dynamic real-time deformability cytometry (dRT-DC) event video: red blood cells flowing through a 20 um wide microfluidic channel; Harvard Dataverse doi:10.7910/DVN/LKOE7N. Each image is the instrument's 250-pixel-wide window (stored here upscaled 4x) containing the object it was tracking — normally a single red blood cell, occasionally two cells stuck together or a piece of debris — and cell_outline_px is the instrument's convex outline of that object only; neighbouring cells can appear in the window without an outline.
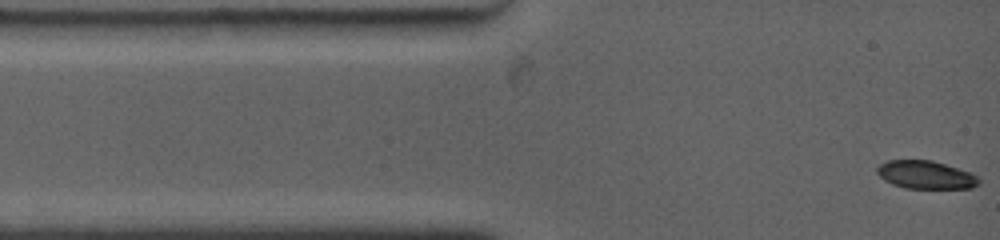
{"species": "common noctule bat (a hibernating species)", "species_latin": "Nyctalus noctula", "temperature_condition": "warm", "stored_images_in_passage": 52, "camera_frame_rate_fps": 4500, "um_per_image_px": 0.085, "animal": {"sex": "female", "body_mass_g": 19.0, "forearm_length_mm": 53.3}, "frame": {"image": 1, "passage_image": 1, "time_ms": 0.0, "image_size_px": [1000, 240], "cell_outline_px": [[980, 184], [972, 188], [904, 188], [892, 184], [884, 180], [876, 172], [876, 168], [880, 164], [888, 160], [932, 160], [980, 176]], "centroid_in_image_um": [78.68, 14.86], "position_along_channel_um": 6.3, "area_um2": 16.65}}
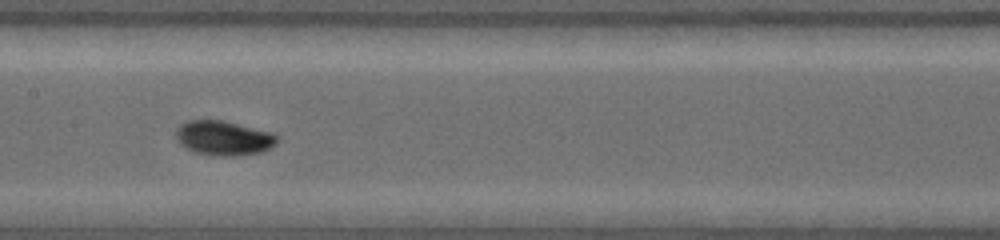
{"frame": {"image": 2, "passage_image": 22, "time_ms": 6.0, "image_size_px": [1000, 240], "cell_outline_px": [[280, 140], [276, 144], [260, 152], [236, 156], [216, 156], [192, 152], [180, 144], [176, 140], [176, 132], [180, 124], [188, 120], [220, 120], [272, 132], [280, 136]], "centroid_in_image_um": [19.01, 11.74], "position_along_channel_um": 188.4, "area_um2": 20.52}}
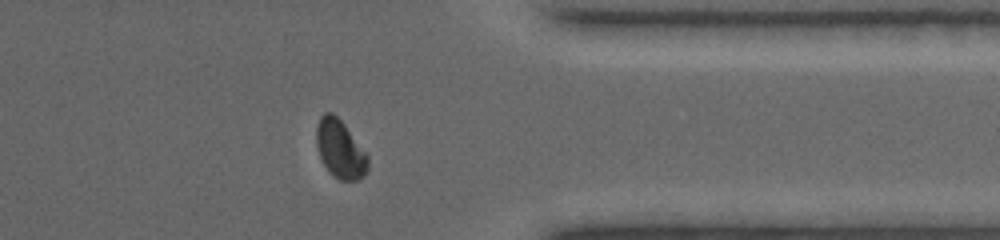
{"frame": {"image": 3, "passage_image": 45, "time_ms": 11.333, "image_size_px": [1000, 240], "cell_outline_px": [[368, 172], [356, 180], [340, 180], [332, 176], [328, 172], [320, 156], [316, 144], [316, 128], [320, 116], [324, 112], [332, 112], [344, 124], [368, 156]], "centroid_in_image_um": [28.89, 12.68], "position_along_channel_um": 382.5, "area_um2": 17.4}, "authors_computed_cell_mechanics": {"area_um2": 19.1318, "velocity_mm_per_s": 3.812, "shape_relaxation_time_tau1_ms": 5.3753, "shape_relaxation_time_tau2_ms": null, "deformation_change_tau1": 0.1933, "deformation_change_tau2": null}}